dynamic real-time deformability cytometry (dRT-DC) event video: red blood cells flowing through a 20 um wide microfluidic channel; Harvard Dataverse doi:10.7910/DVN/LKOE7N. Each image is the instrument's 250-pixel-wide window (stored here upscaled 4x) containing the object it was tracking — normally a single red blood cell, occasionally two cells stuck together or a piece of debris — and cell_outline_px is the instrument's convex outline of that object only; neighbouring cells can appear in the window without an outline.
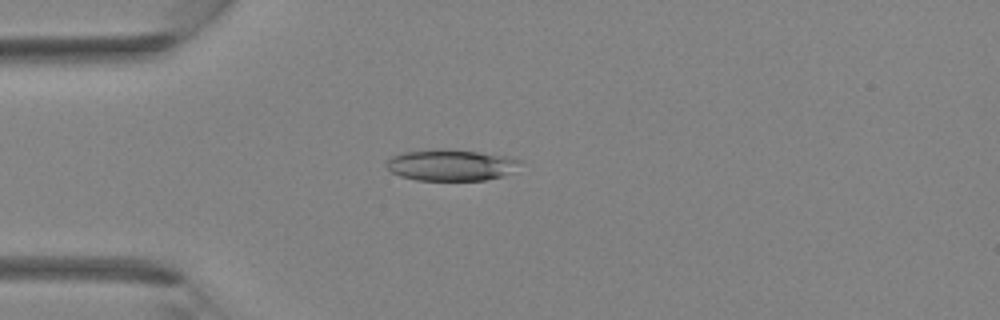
{"species": "Egyptian fruit bat (a non-hibernating species)", "species_latin": "Rousettus aegyptiacus", "temperature_condition": "room temperature", "stored_images_in_passage": 37, "camera_frame_rate_fps": 3000, "um_per_image_px": 0.085, "animal": {"sex": "female"}, "frame": {"image": 1, "passage_image": 10, "time_ms": 3.0, "image_size_px": [1000, 320], "cell_outline_px": [[520, 160], [504, 176], [484, 180], [416, 180], [400, 176], [392, 172], [384, 164], [392, 156], [404, 152], [436, 148], [444, 148], [508, 156]], "centroid_in_image_um": [38.24, 14.02], "position_along_channel_um": 46.8, "area_um2": 24.1}}
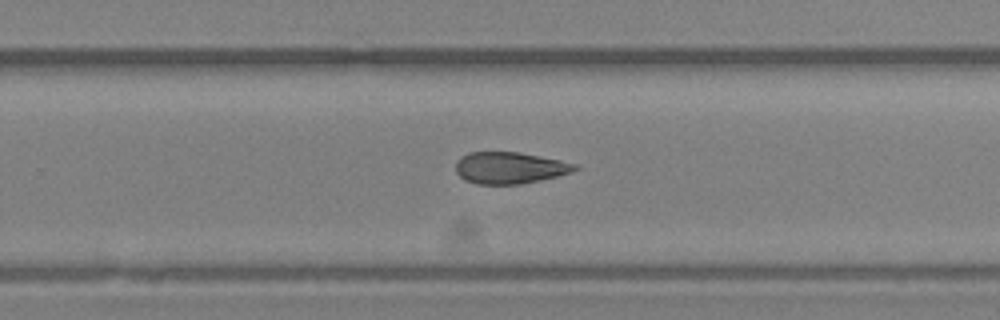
{"frame": {"image": 2, "passage_image": 24, "time_ms": 7.667, "image_size_px": [1000, 320], "cell_outline_px": [[580, 168], [572, 172], [540, 180], [520, 184], [476, 184], [464, 180], [456, 172], [456, 164], [468, 152], [520, 152], [560, 160], [576, 164]], "centroid_in_image_um": [43.34, 14.27], "position_along_channel_um": 286.5, "area_um2": 21.85}}
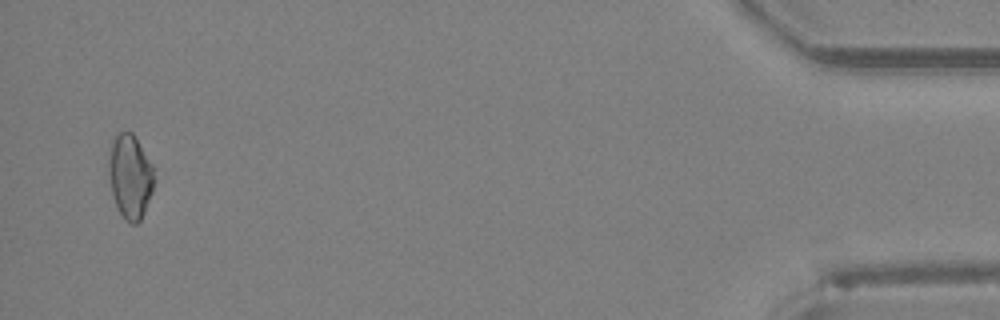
{"frame": {"image": 3, "passage_image": 36, "time_ms": 11.667, "image_size_px": [1000, 320], "cell_outline_px": [[156, 180], [152, 192], [144, 212], [140, 220], [136, 224], [132, 224], [124, 220], [116, 204], [112, 192], [108, 176], [108, 164], [112, 140], [116, 132], [132, 132], [156, 168]], "centroid_in_image_um": [11.09, 14.98], "position_along_channel_um": 424.1, "area_um2": 22.72}}